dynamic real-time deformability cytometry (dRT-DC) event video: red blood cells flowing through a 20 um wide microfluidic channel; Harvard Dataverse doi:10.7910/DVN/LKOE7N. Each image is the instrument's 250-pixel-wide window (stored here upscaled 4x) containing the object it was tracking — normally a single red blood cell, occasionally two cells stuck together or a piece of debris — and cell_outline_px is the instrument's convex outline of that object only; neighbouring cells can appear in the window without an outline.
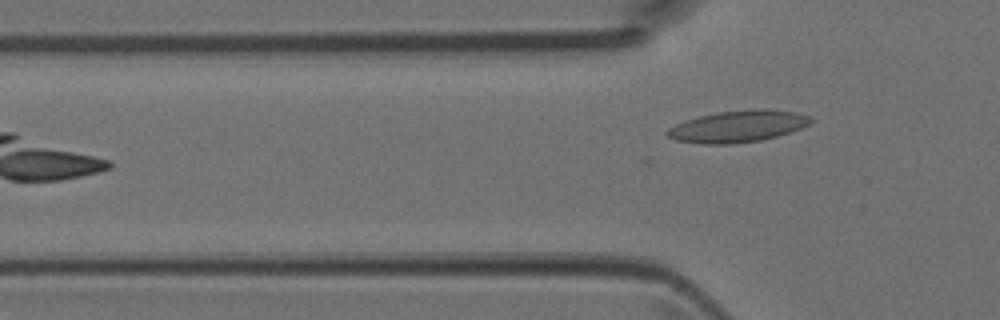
{"species": "Egyptian fruit bat (a non-hibernating species)", "species_latin": "Rousettus aegyptiacus", "temperature_condition": "room temperature", "stored_images_in_passage": 31, "camera_frame_rate_fps": 3000, "um_per_image_px": 0.085, "animal": {"sex": "female"}, "frame": {"image": 1, "passage_image": 4, "time_ms": 1.0, "image_size_px": [1000, 320], "cell_outline_px": [[816, 120], [812, 124], [776, 136], [760, 140], [732, 144], [700, 144], [676, 140], [664, 136], [664, 132], [668, 128], [684, 120], [700, 116], [720, 112], [796, 112], [808, 116]], "centroid_in_image_um": [62.62, 10.8], "position_along_channel_um": 63.2, "area_um2": 25.49}}
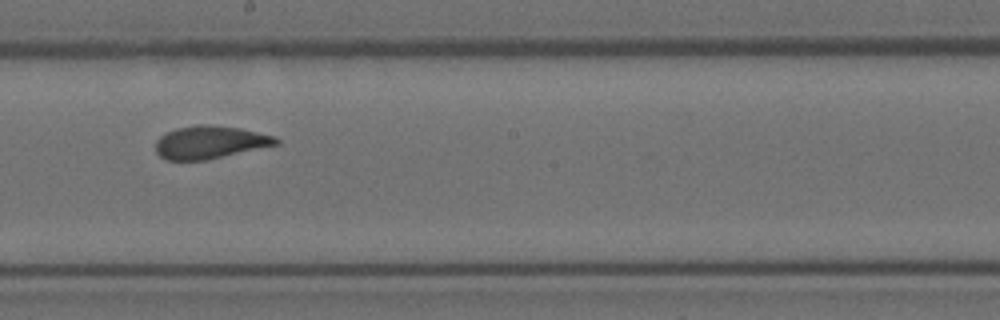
{"frame": {"image": 2, "passage_image": 15, "time_ms": 4.667, "image_size_px": [1000, 320], "cell_outline_px": [[280, 144], [208, 160], [164, 160], [156, 152], [156, 140], [160, 136], [176, 128], [196, 124], [208, 124], [240, 128], [276, 136], [280, 140]], "centroid_in_image_um": [17.87, 12.09], "position_along_channel_um": 230.3, "area_um2": 23.29}}
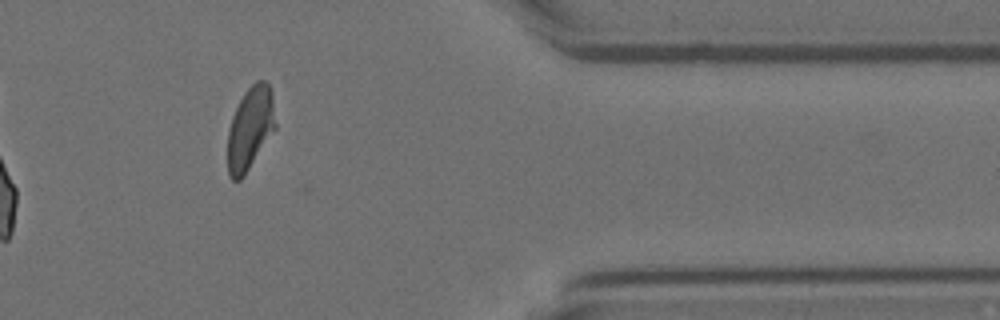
{"frame": {"image": 3, "passage_image": 27, "time_ms": 8.667, "image_size_px": [1000, 320], "cell_outline_px": [[276, 128], [244, 176], [240, 180], [232, 180], [228, 176], [228, 132], [232, 116], [244, 92], [256, 80], [264, 80], [272, 88], [276, 124]], "centroid_in_image_um": [21.28, 10.89], "position_along_channel_um": 390.1, "area_um2": 23.24}}